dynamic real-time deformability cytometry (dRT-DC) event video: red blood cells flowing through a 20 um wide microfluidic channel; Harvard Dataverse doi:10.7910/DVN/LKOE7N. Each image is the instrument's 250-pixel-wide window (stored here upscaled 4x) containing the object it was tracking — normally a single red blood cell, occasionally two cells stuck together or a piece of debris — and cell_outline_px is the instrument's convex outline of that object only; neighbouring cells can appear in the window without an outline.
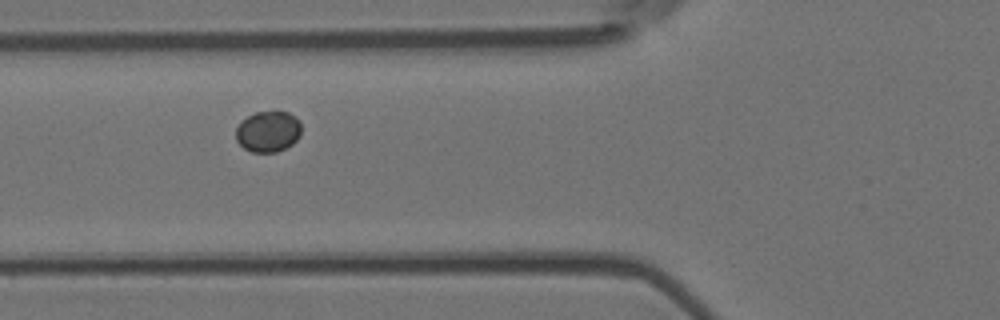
{"species": "Egyptian fruit bat (a non-hibernating species)", "species_latin": "Rousettus aegyptiacus", "temperature_condition": "room temperature", "stored_images_in_passage": 7, "camera_frame_rate_fps": 3000, "um_per_image_px": 0.085, "animal": {"sex": "female"}, "frame": {"image": 1, "passage_image": 3, "time_ms": 0.667, "image_size_px": [1000, 320], "cell_outline_px": [[300, 136], [292, 144], [276, 152], [252, 152], [244, 148], [236, 140], [236, 128], [248, 116], [256, 112], [288, 112], [300, 120]], "centroid_in_image_um": [22.8, 11.19], "position_along_channel_um": 103.0, "area_um2": 15.43}}
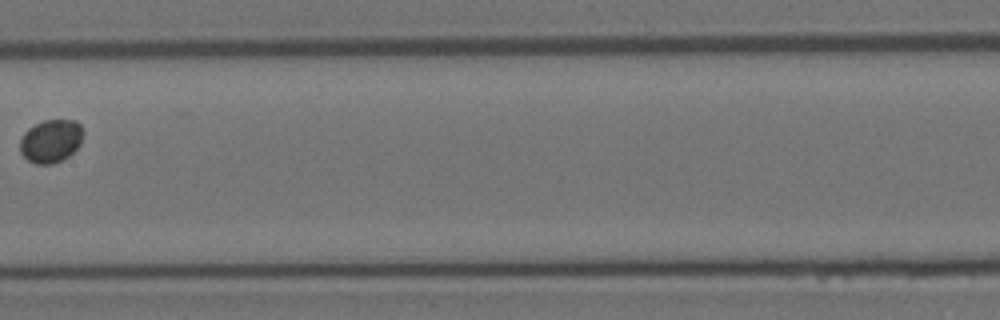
{"frame": {"image": 2, "passage_image": 5, "time_ms": 1.333, "image_size_px": [1000, 320], "cell_outline_px": [[84, 132], [80, 144], [68, 156], [52, 164], [36, 164], [28, 160], [20, 152], [20, 140], [24, 132], [28, 128], [44, 120], [76, 120], [84, 128]], "centroid_in_image_um": [4.33, 11.97], "position_along_channel_um": 203.1, "area_um2": 15.9}}
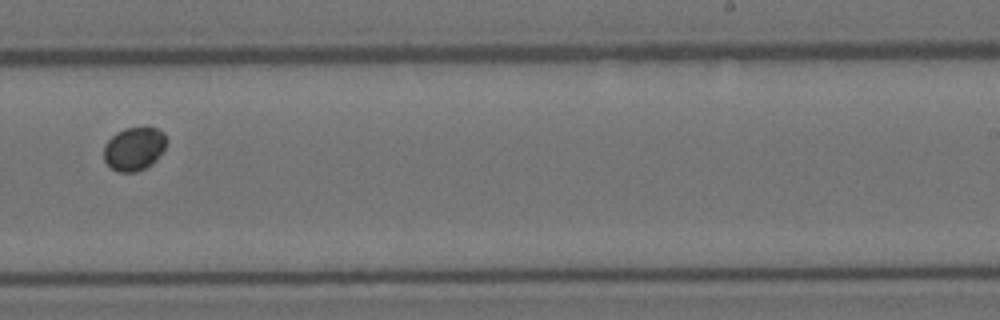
{"frame": {"image": 3, "passage_image": 7, "time_ms": 2.0, "image_size_px": [1000, 320], "cell_outline_px": [[168, 140], [164, 148], [156, 160], [152, 164], [136, 172], [116, 172], [104, 160], [104, 144], [116, 132], [124, 128], [156, 128], [164, 132]], "centroid_in_image_um": [11.4, 12.64], "position_along_channel_um": 277.6, "area_um2": 15.9}}